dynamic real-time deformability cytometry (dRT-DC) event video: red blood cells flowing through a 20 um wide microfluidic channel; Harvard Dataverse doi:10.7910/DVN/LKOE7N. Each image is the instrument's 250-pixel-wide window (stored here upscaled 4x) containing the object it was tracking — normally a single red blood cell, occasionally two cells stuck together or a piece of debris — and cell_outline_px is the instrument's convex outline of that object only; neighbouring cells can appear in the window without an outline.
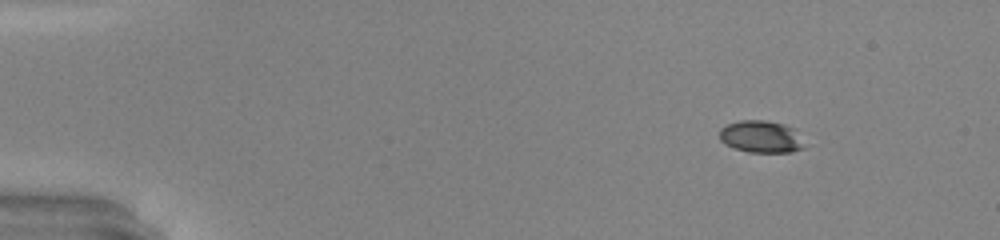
{"species": "common noctule bat (a hibernating species)", "species_latin": "Nyctalus noctula", "temperature_condition": "warm", "stored_images_in_passage": 44, "camera_frame_rate_fps": 3000, "um_per_image_px": 0.085, "animal": {"sex": "male", "body_mass_g": 20.0, "forearm_length_mm": 53.3}, "frame": {"image": 1, "passage_image": 1, "time_ms": 0.0, "image_size_px": [1000, 240], "cell_outline_px": [[804, 148], [792, 152], [748, 152], [732, 148], [724, 144], [720, 140], [720, 128], [728, 124], [740, 120], [764, 120], [784, 124], [796, 128]], "centroid_in_image_um": [64.67, 11.62], "position_along_channel_um": 20.3, "area_um2": 16.01}}
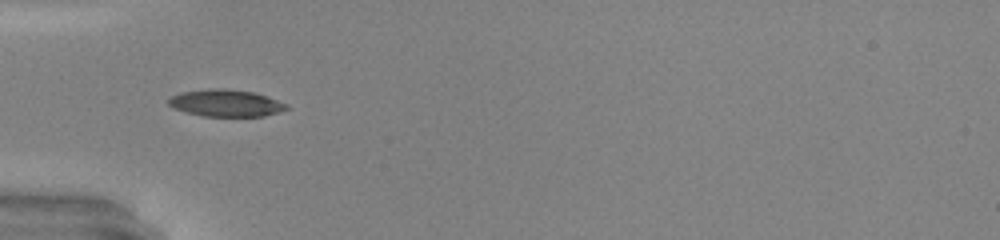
{"frame": {"image": 2, "passage_image": 12, "time_ms": 3.667, "image_size_px": [1000, 240], "cell_outline_px": [[292, 108], [280, 112], [264, 116], [204, 116], [184, 112], [172, 108], [168, 104], [168, 100], [172, 96], [180, 92], [208, 88], [224, 88], [252, 92], [268, 96], [288, 104]], "centroid_in_image_um": [19.22, 8.76], "position_along_channel_um": 65.8, "area_um2": 18.84}}
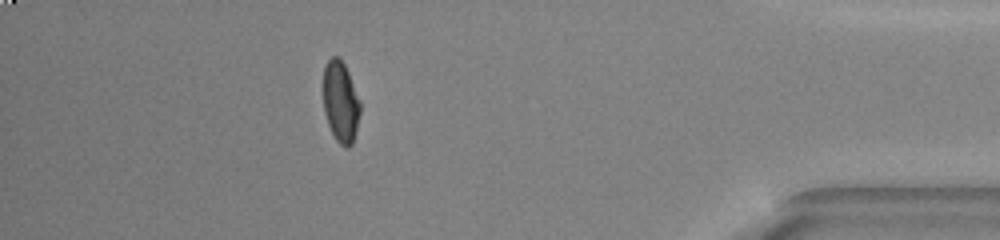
{"frame": {"image": 3, "passage_image": 39, "time_ms": 12.667, "image_size_px": [1000, 240], "cell_outline_px": [[360, 112], [356, 132], [352, 144], [348, 148], [344, 148], [336, 140], [328, 124], [324, 112], [324, 64], [332, 56], [340, 56], [348, 72], [360, 100]], "centroid_in_image_um": [28.96, 8.65], "position_along_channel_um": 406.2, "area_um2": 17.51}, "authors_computed_cell_mechanics": {"area_um2": 18.0625, "velocity_mm_per_s": 4.2693, "shape_relaxation_time_tau1_ms": 4.4632, "shape_relaxation_time_tau2_ms": 1.1424, "deformation_change_tau1": 0.1858, "deformation_change_tau2": 0.0536}}